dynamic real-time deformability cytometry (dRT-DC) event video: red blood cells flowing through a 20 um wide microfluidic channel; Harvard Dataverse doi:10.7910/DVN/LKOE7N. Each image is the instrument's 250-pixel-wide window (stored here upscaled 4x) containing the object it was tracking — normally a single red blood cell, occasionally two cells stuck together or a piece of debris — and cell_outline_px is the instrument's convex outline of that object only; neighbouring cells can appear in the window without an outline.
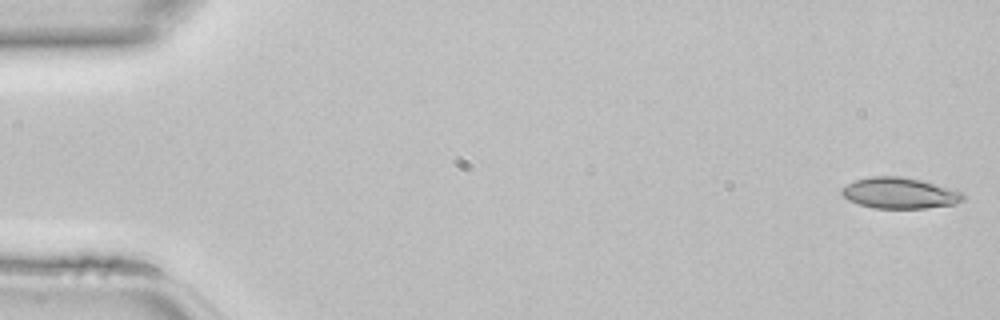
{"species": "common noctule bat (a hibernating species)", "species_latin": "Nyctalus noctula", "temperature_condition": "room temperature", "stored_images_in_passage": 45, "camera_frame_rate_fps": 3000, "um_per_image_px": 0.085, "animal": {"sex": "female", "body_mass_g": 22.7, "forearm_length_mm": 54.2}, "frame": {"image": 1, "passage_image": 1, "time_ms": 0.0, "image_size_px": [1000, 320], "cell_outline_px": [[964, 200], [956, 204], [924, 208], [872, 208], [848, 200], [840, 192], [840, 188], [856, 180], [872, 176], [900, 176], [920, 180], [964, 192]], "centroid_in_image_um": [76.47, 16.41], "position_along_channel_um": 8.5, "area_um2": 21.85}}
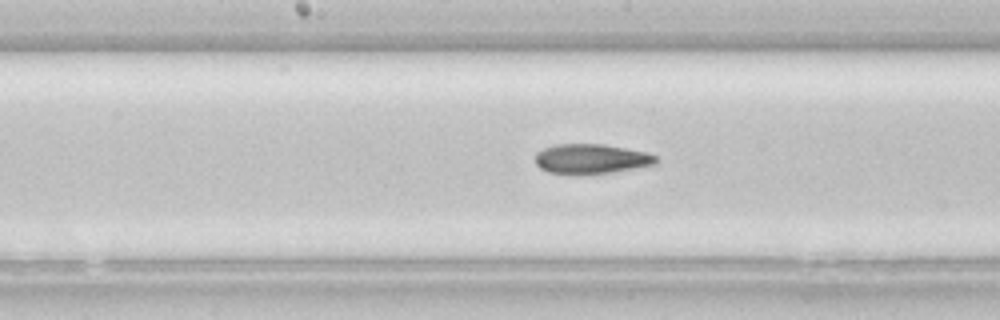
{"frame": {"image": 2, "passage_image": 23, "time_ms": 7.333, "image_size_px": [1000, 320], "cell_outline_px": [[656, 164], [612, 172], [584, 176], [576, 176], [548, 172], [540, 168], [536, 164], [536, 152], [552, 144], [604, 144], [648, 152], [656, 156]], "centroid_in_image_um": [50.21, 13.52], "position_along_channel_um": 198.0, "area_um2": 21.44}}
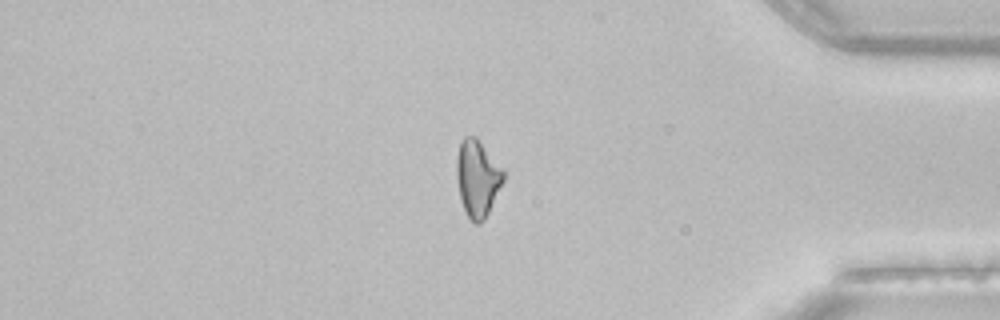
{"frame": {"image": 3, "passage_image": 38, "time_ms": 12.333, "image_size_px": [1000, 320], "cell_outline_px": [[504, 180], [484, 220], [480, 224], [476, 224], [468, 216], [464, 208], [460, 196], [456, 176], [456, 156], [460, 140], [464, 136], [476, 136], [504, 168]], "centroid_in_image_um": [40.58, 15.09], "position_along_channel_um": 394.6, "area_um2": 21.04}}